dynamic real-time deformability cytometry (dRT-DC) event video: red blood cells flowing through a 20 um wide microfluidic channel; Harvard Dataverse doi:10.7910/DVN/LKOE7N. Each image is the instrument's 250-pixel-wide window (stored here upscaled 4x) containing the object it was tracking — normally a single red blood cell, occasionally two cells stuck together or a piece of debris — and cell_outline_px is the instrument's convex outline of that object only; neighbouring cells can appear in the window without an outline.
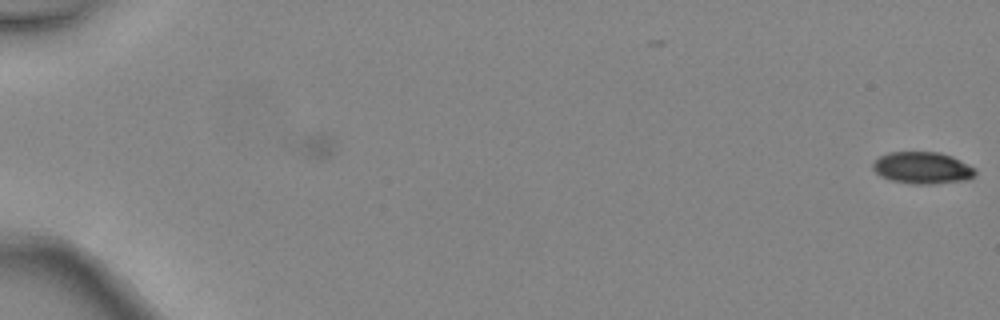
{"species": "common noctule bat (a hibernating species)", "species_latin": "Nyctalus noctula", "temperature_condition": "warm", "stored_images_in_passage": 6, "camera_frame_rate_fps": 3000, "um_per_image_px": 0.085, "animal": {"sex": "female", "body_mass_g": 24.6, "forearm_length_mm": 56.2}, "frame": {"image": 1, "passage_image": 6, "time_ms": 1.667, "image_size_px": [1000, 320], "cell_outline_px": [[976, 176], [968, 180], [932, 184], [916, 184], [892, 180], [880, 176], [872, 168], [872, 164], [880, 156], [888, 152], [940, 152], [952, 156], [976, 168]], "centroid_in_image_um": [78.44, 14.27], "position_along_channel_um": 6.6, "area_um2": 19.13}}